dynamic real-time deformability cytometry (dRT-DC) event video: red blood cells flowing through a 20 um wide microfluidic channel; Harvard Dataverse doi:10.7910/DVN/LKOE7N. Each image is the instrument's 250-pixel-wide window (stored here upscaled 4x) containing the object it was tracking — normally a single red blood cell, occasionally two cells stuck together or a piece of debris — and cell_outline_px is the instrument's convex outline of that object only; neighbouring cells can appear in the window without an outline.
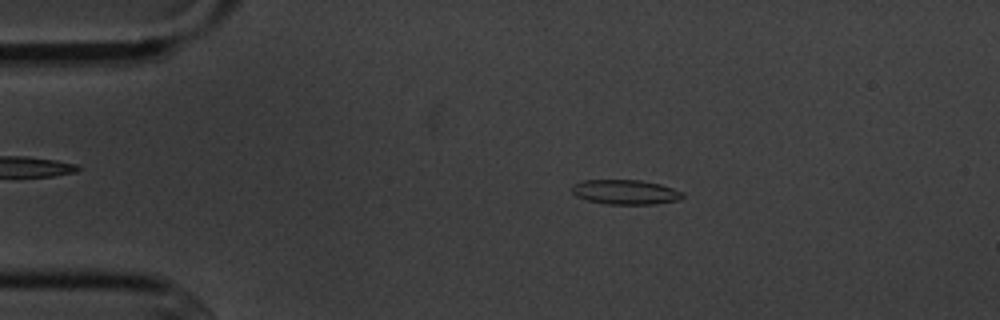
{"species": "common noctule bat (a hibernating species)", "species_latin": "Nyctalus noctula", "temperature_condition": "cold", "stored_images_in_passage": 6, "camera_frame_rate_fps": 3000, "um_per_image_px": 0.085, "animal": {"sex": "male", "body_mass_g": 20.1, "forearm_length_mm": 53.5}, "frame": {"image": 1, "passage_image": 4, "time_ms": 3.333, "image_size_px": [1000, 320], "cell_outline_px": [[684, 196], [680, 200], [656, 204], [604, 204], [588, 200], [576, 196], [572, 192], [572, 184], [584, 180], [640, 180], [660, 184], [684, 192]], "centroid_in_image_um": [53.17, 16.33], "position_along_channel_um": 31.8, "area_um2": 16.01}}